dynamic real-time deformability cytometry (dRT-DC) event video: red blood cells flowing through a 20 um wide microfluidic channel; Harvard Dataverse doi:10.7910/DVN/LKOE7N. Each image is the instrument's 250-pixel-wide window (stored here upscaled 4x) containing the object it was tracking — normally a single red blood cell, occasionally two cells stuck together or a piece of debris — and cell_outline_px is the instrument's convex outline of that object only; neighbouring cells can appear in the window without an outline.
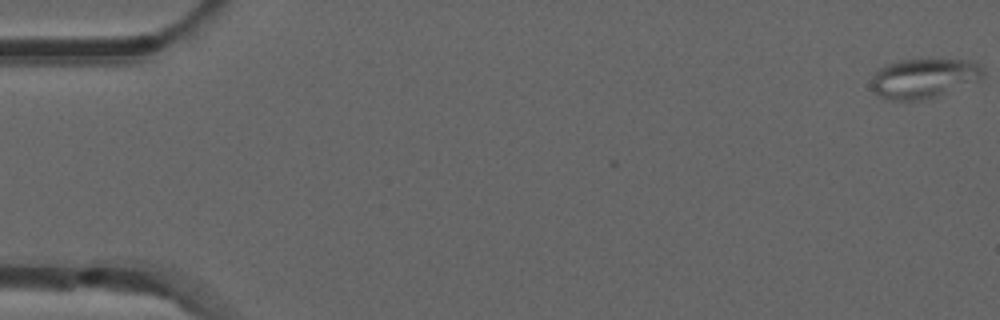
{"species": "common noctule bat (a hibernating species)", "species_latin": "Nyctalus noctula", "temperature_condition": "room temperature", "stored_images_in_passage": 6, "camera_frame_rate_fps": 3000, "um_per_image_px": 0.085, "animal": {"sex": "male", "forearm_length_mm": 52.5}, "frame": {"image": 1, "passage_image": 1, "time_ms": 0.0, "image_size_px": [1000, 320], "cell_outline_px": [[984, 72], [980, 80], [920, 100], [892, 100], [880, 96], [872, 92], [872, 76], [880, 68], [888, 64], [900, 60], [968, 60], [976, 64]], "centroid_in_image_um": [78.47, 6.65], "position_along_channel_um": 6.5, "area_um2": 25.03}}
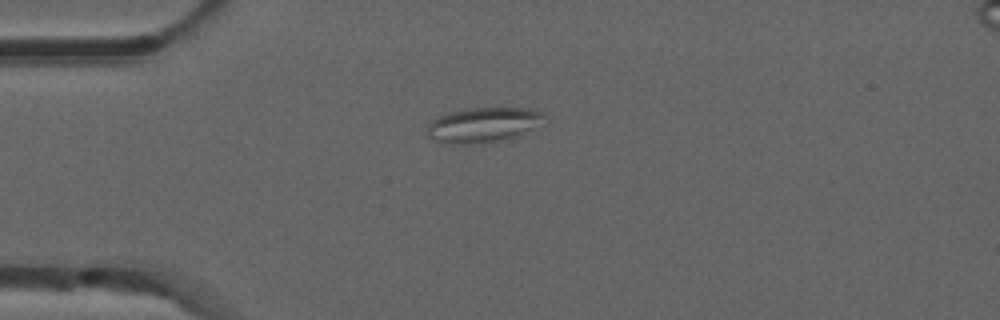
{"frame": {"image": 2, "passage_image": 4, "time_ms": 1.0, "image_size_px": [1000, 320], "cell_outline_px": [[548, 116], [532, 128], [516, 136], [496, 140], [468, 144], [444, 144], [436, 140], [428, 132], [428, 124], [432, 120], [444, 112], [464, 108], [532, 108], [544, 112]], "centroid_in_image_um": [41.05, 10.58], "position_along_channel_um": 43.9, "area_um2": 23.7}}